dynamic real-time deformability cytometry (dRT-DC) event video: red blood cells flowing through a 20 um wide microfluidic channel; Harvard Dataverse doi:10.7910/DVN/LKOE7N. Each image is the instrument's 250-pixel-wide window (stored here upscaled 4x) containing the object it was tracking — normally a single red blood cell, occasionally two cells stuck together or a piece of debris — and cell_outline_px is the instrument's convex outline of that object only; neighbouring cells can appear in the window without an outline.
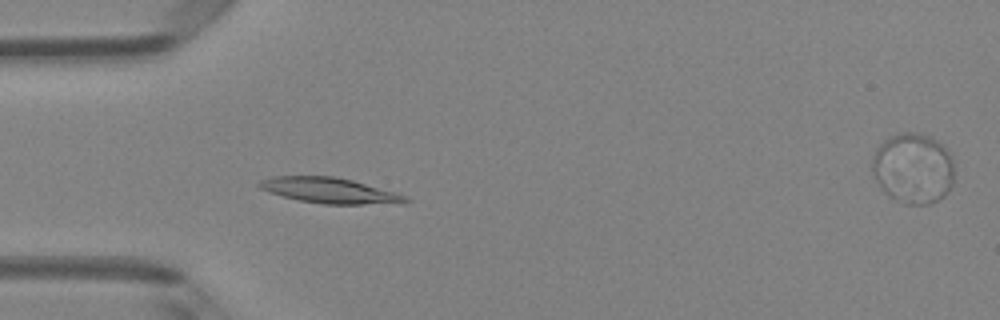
{"species": "Egyptian fruit bat (a non-hibernating species)", "species_latin": "Rousettus aegyptiacus", "temperature_condition": "room temperature", "stored_images_in_passage": 40, "camera_frame_rate_fps": 3000, "um_per_image_px": 0.085, "animal": {"sex": "female"}, "frame": {"image": 1, "passage_image": 6, "time_ms": 1.667, "image_size_px": [1000, 320], "cell_outline_px": [[412, 200], [364, 204], [324, 204], [300, 200], [268, 192], [260, 188], [256, 184], [260, 180], [272, 176], [332, 176], [352, 180], [396, 192]], "centroid_in_image_um": [27.9, 16.17], "position_along_channel_um": 57.1, "area_um2": 21.21}}
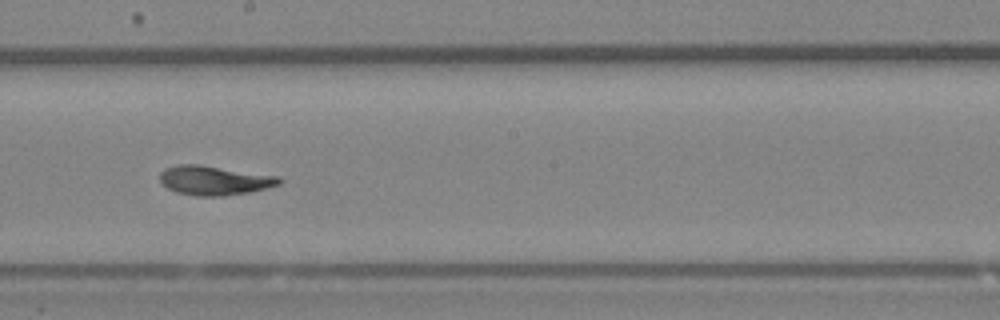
{"frame": {"image": 2, "passage_image": 19, "time_ms": 6.0, "image_size_px": [1000, 320], "cell_outline_px": [[284, 180], [280, 184], [248, 192], [224, 196], [196, 196], [176, 192], [168, 188], [160, 180], [160, 172], [164, 168], [176, 164], [200, 164], [280, 176]], "centroid_in_image_um": [18.22, 15.32], "position_along_channel_um": 230.0, "area_um2": 20.52}}
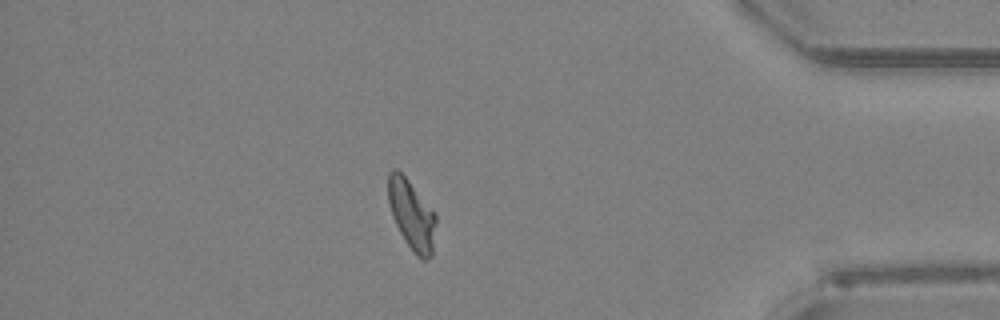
{"frame": {"image": 3, "passage_image": 34, "time_ms": 11.0, "image_size_px": [1000, 320], "cell_outline_px": [[436, 220], [432, 256], [428, 260], [424, 260], [416, 256], [404, 240], [392, 216], [388, 200], [388, 172], [392, 168], [396, 168], [408, 180], [436, 212]], "centroid_in_image_um": [35.0, 18.26], "position_along_channel_um": 400.2, "area_um2": 19.54}, "authors_computed_cell_mechanics": {"area_um2": 19.941, "velocity_mm_per_s": 4.1294, "shape_relaxation_time_tau1_ms": 3.3847, "shape_relaxation_time_tau2_ms": 1.687, "deformation_change_tau1": 0.1497, "deformation_change_tau2": 0.0759}}